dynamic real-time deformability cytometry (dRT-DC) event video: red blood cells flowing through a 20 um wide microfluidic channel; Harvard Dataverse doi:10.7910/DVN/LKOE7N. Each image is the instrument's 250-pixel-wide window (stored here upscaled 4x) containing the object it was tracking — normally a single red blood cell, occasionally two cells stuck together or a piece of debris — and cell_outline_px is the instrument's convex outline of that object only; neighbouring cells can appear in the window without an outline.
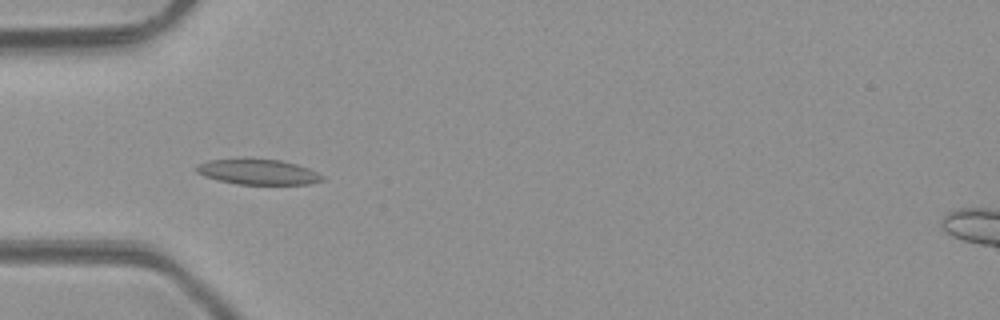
{"species": "common noctule bat (a hibernating species)", "species_latin": "Nyctalus noctula", "temperature_condition": "room temperature", "stored_images_in_passage": 5, "camera_frame_rate_fps": 3000, "um_per_image_px": 0.085, "animal": {"sex": "male", "body_mass_g": 23.1, "forearm_length_mm": 52.7}, "frame": {"image": 1, "passage_image": 4, "time_ms": 3.333, "image_size_px": [1000, 320], "cell_outline_px": [[324, 180], [308, 184], [236, 184], [204, 176], [196, 172], [192, 168], [196, 164], [208, 160], [280, 160], [296, 164], [308, 168], [324, 176]], "centroid_in_image_um": [21.9, 14.63], "position_along_channel_um": 63.1, "area_um2": 18.26}}
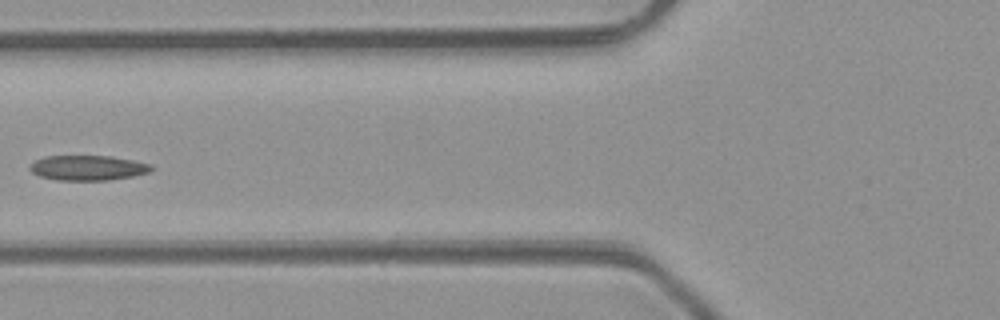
{"frame": {"image": 2, "passage_image": 5, "time_ms": 4.667, "image_size_px": [1000, 320], "cell_outline_px": [[156, 168], [148, 172], [132, 176], [108, 180], [56, 180], [40, 176], [32, 172], [28, 168], [28, 164], [44, 156], [112, 156], [152, 164]], "centroid_in_image_um": [7.46, 14.26], "position_along_channel_um": 118.3, "area_um2": 17.8}}